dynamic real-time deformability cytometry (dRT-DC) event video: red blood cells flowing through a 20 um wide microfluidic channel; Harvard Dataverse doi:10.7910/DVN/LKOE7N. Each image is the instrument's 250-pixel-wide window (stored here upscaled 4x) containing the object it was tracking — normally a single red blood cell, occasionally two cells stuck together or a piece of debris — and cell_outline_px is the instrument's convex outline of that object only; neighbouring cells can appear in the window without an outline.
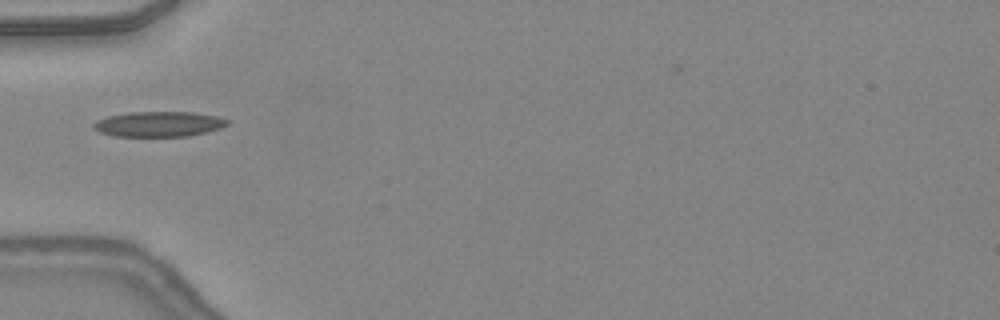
{"species": "common noctule bat (a hibernating species)", "species_latin": "Nyctalus noctula", "temperature_condition": "warm", "stored_images_in_passage": 32, "camera_frame_rate_fps": 3000, "um_per_image_px": 0.085, "animal": {"sex": "female", "body_mass_g": 24.6, "forearm_length_mm": 56.2}, "frame": {"image": 1, "passage_image": 1, "time_ms": 0.0, "image_size_px": [1000, 320], "cell_outline_px": [[228, 124], [220, 128], [188, 136], [112, 136], [100, 132], [92, 128], [92, 124], [96, 120], [108, 116], [128, 112], [192, 112], [216, 116], [228, 120]], "centroid_in_image_um": [13.44, 10.54], "position_along_channel_um": 71.6, "area_um2": 19.59}}
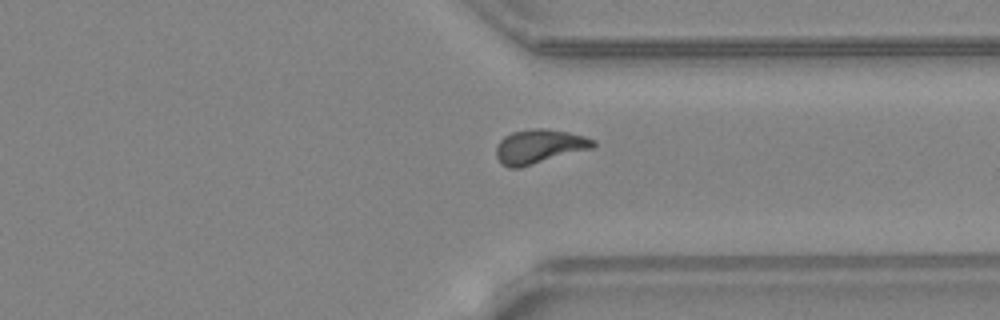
{"frame": {"image": 2, "passage_image": 21, "time_ms": 6.667, "image_size_px": [1000, 320], "cell_outline_px": [[596, 144], [592, 148], [520, 168], [508, 168], [500, 164], [496, 156], [496, 148], [500, 140], [504, 136], [512, 132], [532, 128], [544, 128], [568, 132], [584, 136], [596, 140]], "centroid_in_image_um": [45.81, 12.45], "position_along_channel_um": 365.6, "area_um2": 19.42}}
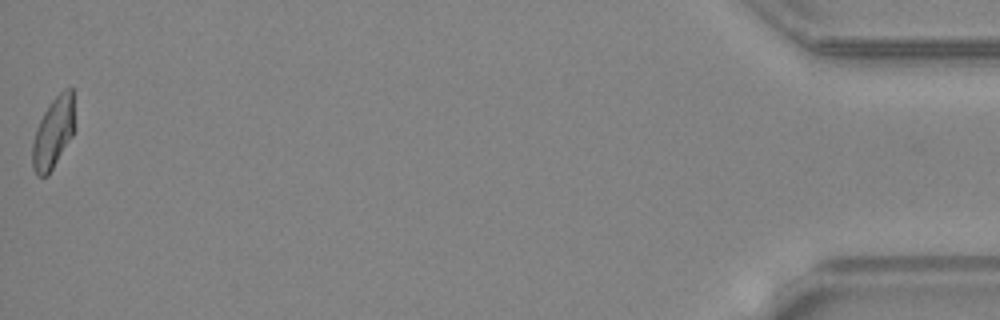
{"frame": {"image": 3, "passage_image": 32, "time_ms": 10.333, "image_size_px": [1000, 320], "cell_outline_px": [[72, 136], [48, 176], [36, 176], [32, 168], [32, 144], [36, 128], [48, 104], [64, 88], [72, 88]], "centroid_in_image_um": [4.47, 11.33], "position_along_channel_um": 430.7, "area_um2": 17.11}, "authors_computed_cell_mechanics": {"area_um2": 18.2648, "velocity_mm_per_s": 4.3997, "shape_relaxation_time_tau1_ms": null, "shape_relaxation_time_tau2_ms": 2.3119, "deformation_change_tau1": null, "deformation_change_tau2": 0.095}}